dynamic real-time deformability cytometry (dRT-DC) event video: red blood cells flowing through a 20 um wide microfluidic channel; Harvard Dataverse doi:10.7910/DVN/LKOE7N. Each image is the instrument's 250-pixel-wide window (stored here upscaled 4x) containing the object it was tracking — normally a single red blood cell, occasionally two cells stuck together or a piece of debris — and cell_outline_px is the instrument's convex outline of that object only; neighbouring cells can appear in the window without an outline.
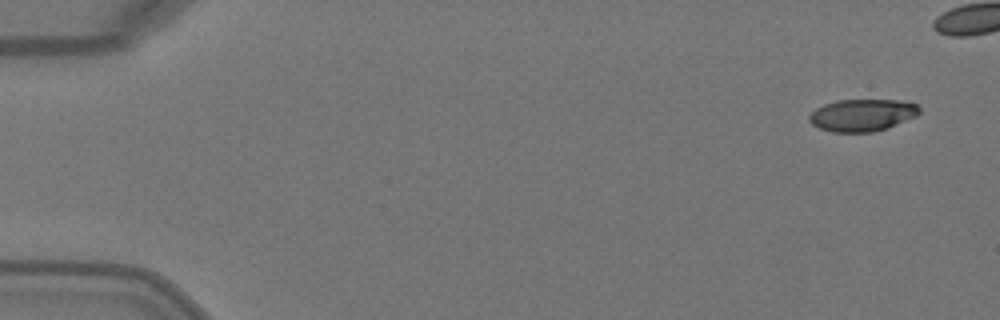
{"species": "Egyptian fruit bat (a non-hibernating species)", "species_latin": "Rousettus aegyptiacus", "temperature_condition": "warm", "stored_images_in_passage": 2, "segment_of_instrument_passage": [2, 2], "camera_frame_rate_fps": 3000, "um_per_image_px": 0.085, "animal": {"sex": "female"}, "frame": {"image": 1, "passage_image": 2, "time_ms": 0.333, "image_size_px": [1000, 320], "cell_outline_px": [[920, 112], [916, 116], [888, 128], [872, 132], [832, 132], [820, 128], [812, 124], [808, 120], [808, 116], [816, 108], [824, 104], [836, 100], [896, 100], [916, 104], [920, 108]], "centroid_in_image_um": [73.27, 9.79], "position_along_channel_um": 11.7, "area_um2": 20.63}}